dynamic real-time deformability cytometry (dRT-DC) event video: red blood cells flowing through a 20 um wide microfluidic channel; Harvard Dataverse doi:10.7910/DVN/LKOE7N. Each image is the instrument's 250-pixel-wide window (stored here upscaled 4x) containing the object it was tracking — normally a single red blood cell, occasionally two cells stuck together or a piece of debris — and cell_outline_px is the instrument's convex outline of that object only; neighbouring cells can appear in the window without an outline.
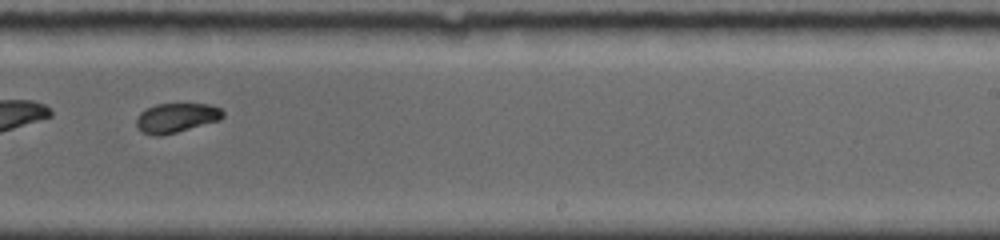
{"species": "common noctule bat (a hibernating species)", "species_latin": "Nyctalus noctula", "temperature_condition": "room temperature", "stored_images_in_passage": 15, "camera_frame_rate_fps": 5000, "um_per_image_px": 0.085, "animal": {"sex": "female", "body_mass_g": 19.0, "forearm_length_mm": 56.7}, "frame": {"image": 1, "passage_image": 13, "time_ms": 8.2, "image_size_px": [1000, 240], "cell_outline_px": [[224, 116], [220, 120], [176, 132], [160, 136], [152, 136], [140, 132], [136, 124], [136, 116], [140, 112], [156, 104], [208, 104], [220, 108], [224, 112]], "centroid_in_image_um": [14.96, 10.02], "position_along_channel_um": 274.0, "area_um2": 14.91}}